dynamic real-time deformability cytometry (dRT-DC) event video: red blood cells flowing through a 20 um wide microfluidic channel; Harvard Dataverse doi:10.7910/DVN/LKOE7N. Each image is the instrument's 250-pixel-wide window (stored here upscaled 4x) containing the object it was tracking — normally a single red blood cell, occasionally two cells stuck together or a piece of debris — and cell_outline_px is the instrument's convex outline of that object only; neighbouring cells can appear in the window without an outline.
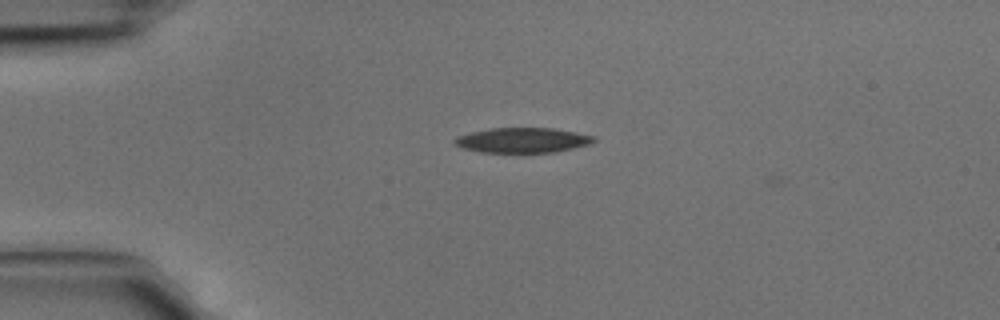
{"species": "common noctule bat (a hibernating species)", "species_latin": "Nyctalus noctula", "temperature_condition": "cold", "stored_images_in_passage": 3, "camera_frame_rate_fps": 3000, "um_per_image_px": 0.085, "animal": {"sex": "male", "body_mass_g": 15.6}, "frame": {"image": 1, "passage_image": 1, "time_ms": 0.0, "image_size_px": [1000, 320], "cell_outline_px": [[596, 140], [588, 144], [556, 152], [480, 152], [460, 148], [452, 144], [452, 140], [456, 136], [488, 128], [552, 128], [576, 132], [596, 136]], "centroid_in_image_um": [44.35, 11.91], "position_along_channel_um": 40.6, "area_um2": 20.4}}
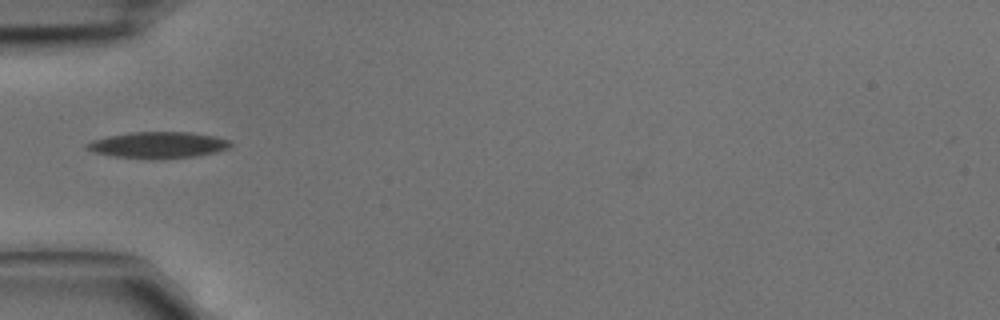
{"frame": {"image": 2, "passage_image": 2, "time_ms": 0.333, "image_size_px": [1000, 320], "cell_outline_px": [[232, 144], [228, 148], [216, 152], [196, 156], [160, 160], [112, 156], [92, 152], [84, 148], [84, 144], [92, 140], [108, 136], [132, 132], [192, 132], [216, 136], [228, 140]], "centroid_in_image_um": [13.41, 12.33], "position_along_channel_um": 71.6, "area_um2": 22.37}}